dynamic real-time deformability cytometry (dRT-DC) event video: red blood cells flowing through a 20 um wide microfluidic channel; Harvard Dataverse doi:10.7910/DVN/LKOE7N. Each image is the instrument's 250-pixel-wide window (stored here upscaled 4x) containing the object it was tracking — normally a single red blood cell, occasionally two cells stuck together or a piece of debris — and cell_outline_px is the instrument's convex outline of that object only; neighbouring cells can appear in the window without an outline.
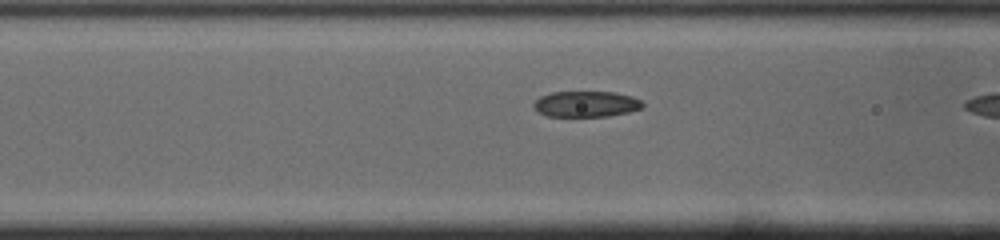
{"species": "common noctule bat (a hibernating species)", "species_latin": "Nyctalus noctula", "temperature_condition": "cold", "stored_images_in_passage": 33, "camera_frame_rate_fps": 3000, "um_per_image_px": 0.085, "animal": {"sex": "male", "body_mass_g": 19.0, "forearm_length_mm": 50.8}, "frame": {"image": 1, "passage_image": 12, "time_ms": 3.667, "image_size_px": [1000, 240], "cell_outline_px": [[644, 104], [640, 108], [628, 112], [608, 116], [548, 116], [540, 112], [532, 104], [540, 96], [552, 92], [616, 92], [632, 96], [640, 100]], "centroid_in_image_um": [49.83, 8.83], "position_along_channel_um": 116.8, "area_um2": 16.24}}
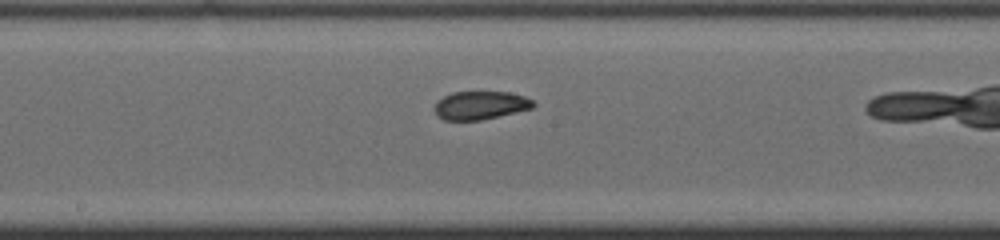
{"frame": {"image": 2, "passage_image": 19, "time_ms": 6.0, "image_size_px": [1000, 240], "cell_outline_px": [[536, 104], [532, 108], [480, 120], [444, 120], [432, 108], [436, 100], [452, 92], [508, 92], [524, 96], [532, 100]], "centroid_in_image_um": [40.8, 8.94], "position_along_channel_um": 207.4, "area_um2": 16.18}}
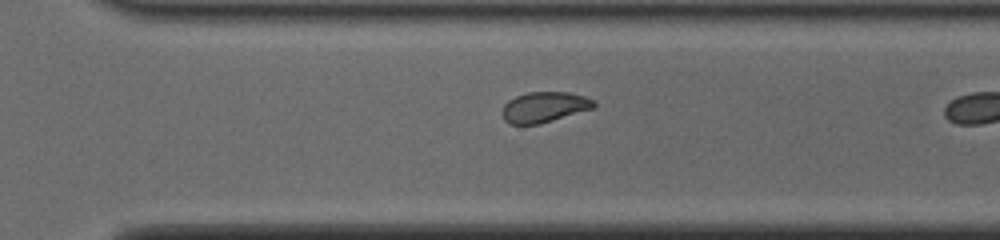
{"frame": {"image": 3, "passage_image": 28, "time_ms": 9.0, "image_size_px": [1000, 240], "cell_outline_px": [[596, 104], [592, 108], [540, 124], [508, 124], [504, 120], [504, 104], [508, 100], [516, 96], [528, 92], [568, 92], [584, 96], [592, 100]], "centroid_in_image_um": [46.24, 9.1], "position_along_channel_um": 324.4, "area_um2": 16.01}}